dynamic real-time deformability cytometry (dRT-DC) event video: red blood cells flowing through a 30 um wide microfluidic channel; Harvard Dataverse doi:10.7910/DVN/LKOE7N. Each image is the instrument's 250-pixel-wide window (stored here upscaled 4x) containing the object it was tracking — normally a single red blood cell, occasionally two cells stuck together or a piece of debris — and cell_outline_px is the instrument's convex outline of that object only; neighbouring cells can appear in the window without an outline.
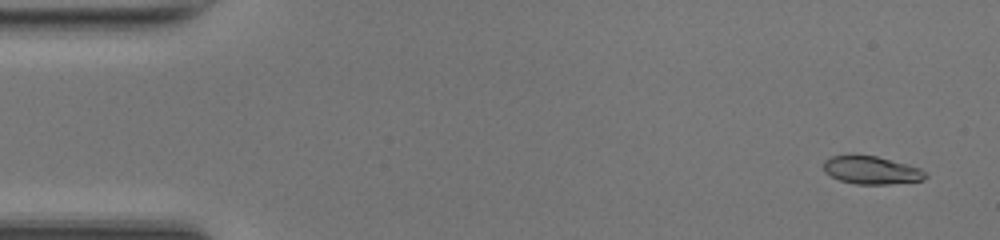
{"species": "common noctule bat (a hibernating species)", "species_latin": "Nyctalus noctula", "temperature_condition": "room temperature", "stored_images_in_passage": 47, "camera_frame_rate_fps": 3000, "um_per_image_px": 0.085, "animal": {"sex": "female", "body_mass_g": 17.0, "forearm_length_mm": 48.0}, "frame": {"image": 1, "passage_image": 1, "time_ms": 0.0, "image_size_px": [1000, 240], "cell_outline_px": [[928, 176], [924, 180], [888, 184], [856, 184], [840, 180], [824, 172], [824, 160], [832, 156], [876, 156], [920, 168], [928, 172]], "centroid_in_image_um": [74.11, 14.48], "position_along_channel_um": 10.9, "area_um2": 16.36}}
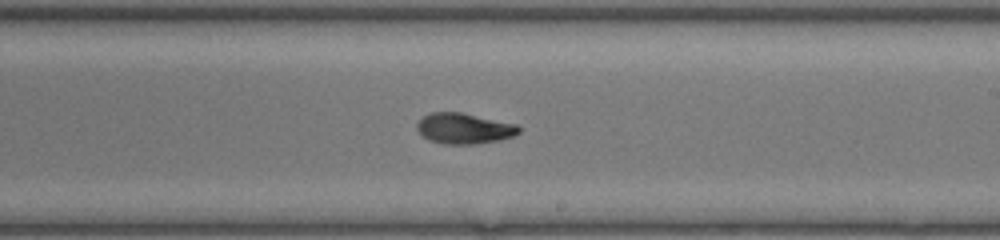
{"frame": {"image": 2, "passage_image": 27, "time_ms": 8.667, "image_size_px": [1000, 240], "cell_outline_px": [[520, 132], [512, 136], [500, 140], [476, 144], [444, 144], [428, 140], [416, 128], [416, 124], [424, 116], [432, 112], [460, 112], [516, 124], [520, 128]], "centroid_in_image_um": [39.44, 10.92], "position_along_channel_um": 249.6, "area_um2": 18.09}}
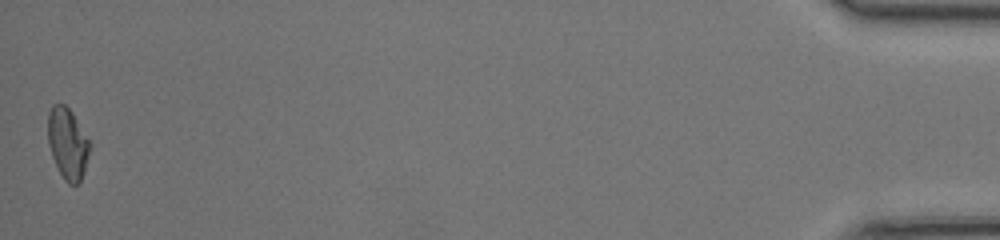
{"frame": {"image": 3, "passage_image": 47, "time_ms": 15.333, "image_size_px": [1000, 240], "cell_outline_px": [[88, 156], [84, 172], [80, 184], [68, 184], [64, 180], [52, 156], [48, 144], [48, 112], [52, 104], [64, 104], [72, 112], [88, 140]], "centroid_in_image_um": [5.72, 12.2], "position_along_channel_um": 429.5, "area_um2": 17.05}, "authors_computed_cell_mechanics": {"area_um2": 17.7446, "velocity_mm_per_s": 4.2506, "shape_relaxation_time_tau1_ms": 3.3219, "shape_relaxation_time_tau2_ms": 2.1039, "deformation_change_tau1": 0.1618, "deformation_change_tau2": 0.0655}}